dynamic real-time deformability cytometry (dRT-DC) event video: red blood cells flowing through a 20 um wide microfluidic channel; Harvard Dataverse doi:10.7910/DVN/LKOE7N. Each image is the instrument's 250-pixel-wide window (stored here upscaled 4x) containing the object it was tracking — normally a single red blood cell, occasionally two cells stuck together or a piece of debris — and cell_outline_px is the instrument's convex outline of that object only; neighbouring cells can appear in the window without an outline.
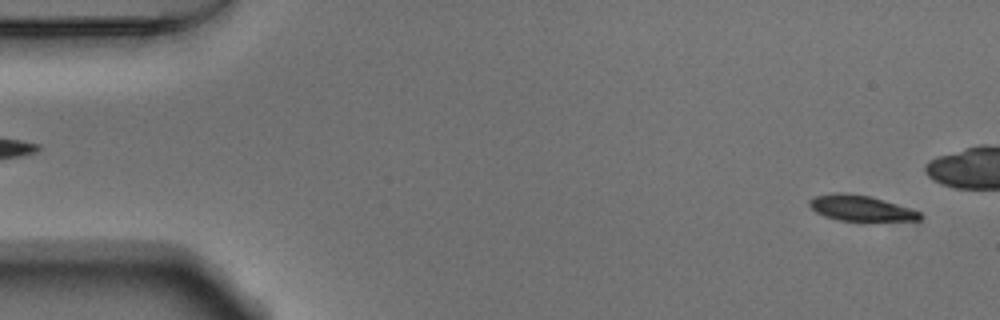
{"species": "Egyptian fruit bat (a non-hibernating species)", "species_latin": "Rousettus aegyptiacus", "temperature_condition": "warm", "stored_images_in_passage": 53, "camera_frame_rate_fps": 3000, "um_per_image_px": 0.085, "animal": {"sex": "male"}, "frame": {"image": 1, "passage_image": 2, "time_ms": 0.333, "image_size_px": [1000, 320], "cell_outline_px": [[920, 220], [840, 220], [824, 216], [816, 212], [808, 204], [808, 200], [816, 196], [836, 192], [844, 192], [868, 196], [884, 200], [920, 212]], "centroid_in_image_um": [73.09, 17.68], "position_along_channel_um": 11.9, "area_um2": 16.07}}
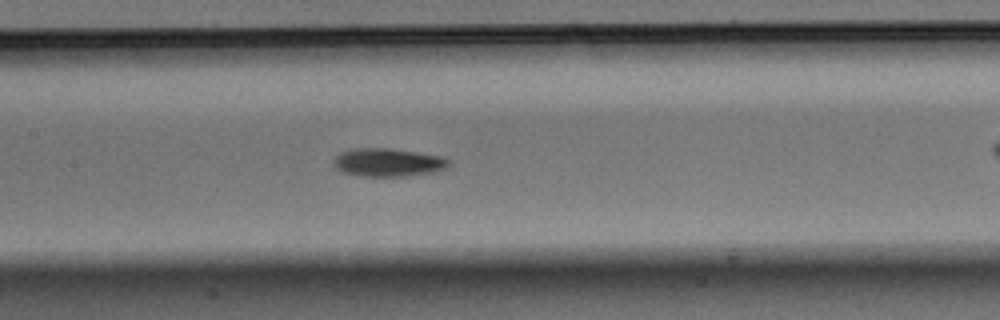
{"frame": {"image": 2, "passage_image": 24, "time_ms": 7.667, "image_size_px": [1000, 320], "cell_outline_px": [[448, 164], [444, 168], [432, 172], [404, 176], [356, 176], [340, 172], [332, 164], [332, 160], [340, 152], [356, 148], [388, 148], [444, 156], [448, 160]], "centroid_in_image_um": [32.89, 13.8], "position_along_channel_um": 174.5, "area_um2": 18.96}}
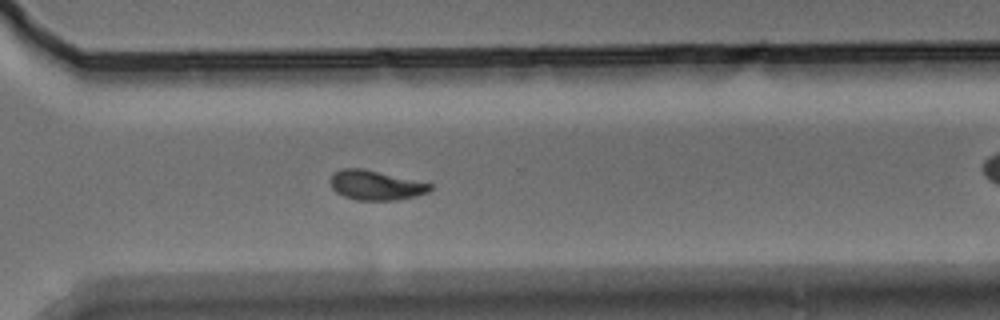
{"frame": {"image": 3, "passage_image": 37, "time_ms": 12.0, "image_size_px": [1000, 320], "cell_outline_px": [[432, 188], [428, 192], [416, 196], [396, 200], [356, 200], [344, 196], [336, 192], [332, 188], [328, 180], [340, 168], [364, 168], [432, 184]], "centroid_in_image_um": [31.91, 15.74], "position_along_channel_um": 338.7, "area_um2": 17.22}, "authors_computed_cell_mechanics": {"area_um2": 17.3978, "velocity_mm_per_s": 3.7944, "shape_relaxation_time_tau1_ms": 2.4423, "shape_relaxation_time_tau2_ms": null, "deformation_change_tau1": 0.1256, "deformation_change_tau2": null}}